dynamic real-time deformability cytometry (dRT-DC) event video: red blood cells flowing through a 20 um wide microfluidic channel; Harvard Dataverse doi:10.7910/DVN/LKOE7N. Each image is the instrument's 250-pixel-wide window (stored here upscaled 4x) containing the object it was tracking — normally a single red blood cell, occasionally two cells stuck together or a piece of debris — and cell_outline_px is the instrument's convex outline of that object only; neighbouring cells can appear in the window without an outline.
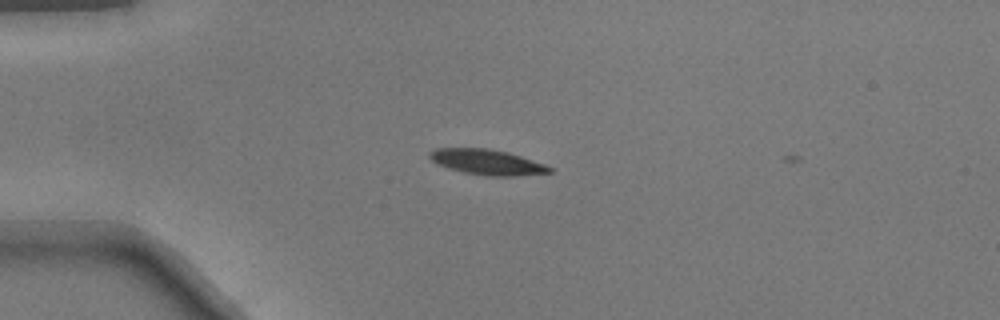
{"species": "common noctule bat (a hibernating species)", "species_latin": "Nyctalus noctula", "temperature_condition": "warm", "stored_images_in_passage": 2, "camera_frame_rate_fps": 3000, "um_per_image_px": 0.085, "animal": {"sex": "male", "body_mass_g": 17.9}, "frame": {"image": 1, "passage_image": 1, "time_ms": 0.0, "image_size_px": [1000, 320], "cell_outline_px": [[552, 172], [516, 176], [488, 176], [464, 172], [448, 168], [436, 164], [428, 156], [428, 152], [436, 148], [488, 148], [508, 152], [544, 164], [552, 168]], "centroid_in_image_um": [41.36, 13.77], "position_along_channel_um": 43.6, "area_um2": 17.69}}